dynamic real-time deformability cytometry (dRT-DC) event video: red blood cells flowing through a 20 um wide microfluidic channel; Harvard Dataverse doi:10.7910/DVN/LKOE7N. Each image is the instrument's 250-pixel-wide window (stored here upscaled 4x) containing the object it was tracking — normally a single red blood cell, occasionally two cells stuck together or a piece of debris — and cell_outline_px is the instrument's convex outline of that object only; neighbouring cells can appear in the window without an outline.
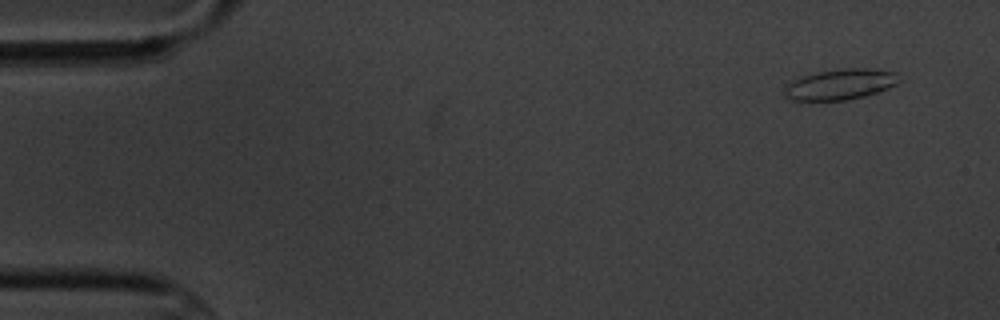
{"species": "common noctule bat (a hibernating species)", "species_latin": "Nyctalus noctula", "temperature_condition": "cold", "stored_images_in_passage": 4, "camera_frame_rate_fps": 3000, "um_per_image_px": 0.085, "animal": {"sex": "male", "body_mass_g": 20.1, "forearm_length_mm": 53.5}, "frame": {"image": 1, "passage_image": 1, "time_ms": 0.0, "image_size_px": [1000, 320], "cell_outline_px": [[900, 80], [896, 84], [888, 88], [864, 96], [848, 100], [808, 104], [788, 100], [784, 96], [784, 84], [800, 76], [816, 72], [840, 68], [868, 68], [896, 72]], "centroid_in_image_um": [71.28, 7.22], "position_along_channel_um": 13.7, "area_um2": 21.62}}